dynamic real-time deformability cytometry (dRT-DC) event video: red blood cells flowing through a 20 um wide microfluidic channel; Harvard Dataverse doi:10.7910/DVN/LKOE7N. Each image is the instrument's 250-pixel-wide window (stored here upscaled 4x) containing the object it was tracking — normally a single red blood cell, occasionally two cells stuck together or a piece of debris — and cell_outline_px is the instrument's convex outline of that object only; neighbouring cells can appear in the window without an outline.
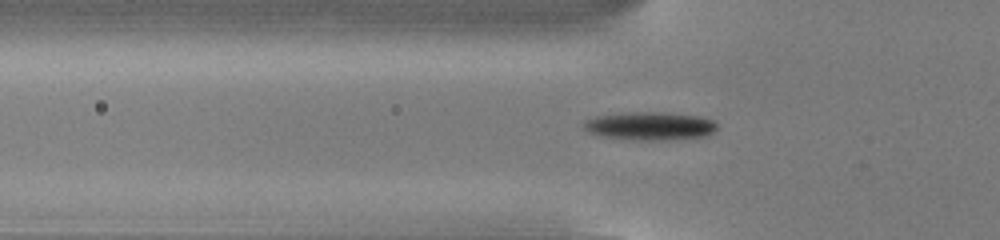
{"species": "common noctule bat (a hibernating species)", "species_latin": "Nyctalus noctula", "temperature_condition": "cold", "stored_images_in_passage": 54, "camera_frame_rate_fps": 3000, "um_per_image_px": 0.085, "animal": {"sex": "male", "body_mass_g": 13.0, "forearm_length_mm": 53.1}, "frame": {"image": 1, "passage_image": 18, "time_ms": 5.667, "image_size_px": [1000, 240], "cell_outline_px": [[716, 128], [708, 136], [664, 140], [632, 140], [604, 136], [588, 132], [584, 128], [584, 120], [596, 116], [628, 112], [664, 112], [700, 116], [712, 120], [716, 124]], "centroid_in_image_um": [55.25, 10.7], "position_along_channel_um": 70.6, "area_um2": 21.91}}
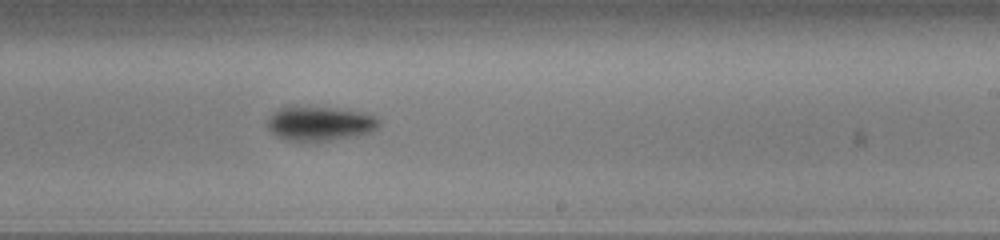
{"frame": {"image": 2, "passage_image": 33, "time_ms": 10.667, "image_size_px": [1000, 240], "cell_outline_px": [[380, 124], [372, 132], [352, 136], [328, 140], [288, 140], [276, 136], [268, 128], [268, 120], [280, 108], [292, 104], [332, 108], [360, 112], [376, 116], [380, 120]], "centroid_in_image_um": [27.18, 10.46], "position_along_channel_um": 261.8, "area_um2": 22.2}}
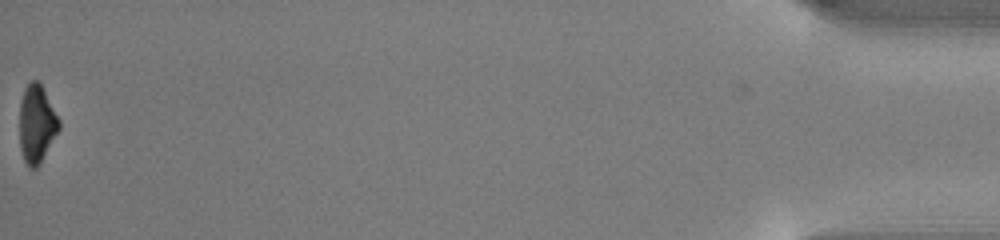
{"frame": {"image": 3, "passage_image": 54, "time_ms": 17.667, "image_size_px": [1000, 240], "cell_outline_px": [[60, 128], [40, 164], [36, 168], [28, 168], [24, 160], [20, 148], [20, 100], [24, 88], [32, 80], [36, 80], [40, 84], [60, 120]], "centroid_in_image_um": [3.11, 10.56], "position_along_channel_um": 432.1, "area_um2": 17.8}, "authors_computed_cell_mechanics": {"area_um2": 19.7387, "velocity_mm_per_s": 3.8402, "shape_relaxation_time_tau1_ms": 1.3879, "shape_relaxation_time_tau2_ms": null, "deformation_change_tau1": 0.1339, "deformation_change_tau2": null}}